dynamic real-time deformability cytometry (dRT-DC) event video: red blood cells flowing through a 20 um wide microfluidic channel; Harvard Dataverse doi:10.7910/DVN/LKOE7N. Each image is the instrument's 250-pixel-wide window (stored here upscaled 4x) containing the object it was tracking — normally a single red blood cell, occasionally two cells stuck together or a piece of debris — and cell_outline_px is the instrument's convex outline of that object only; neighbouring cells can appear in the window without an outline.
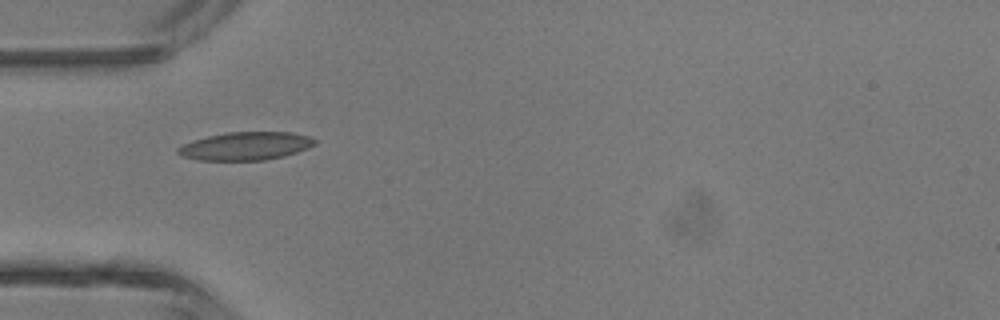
{"species": "common noctule bat (a hibernating species)", "species_latin": "Nyctalus noctula", "temperature_condition": "room temperature", "stored_images_in_passage": 6, "camera_frame_rate_fps": 3000, "um_per_image_px": 0.085, "animal": {"sex": "male", "body_mass_g": 13.3}, "frame": {"image": 1, "passage_image": 4, "time_ms": 4.333, "image_size_px": [1000, 320], "cell_outline_px": [[316, 144], [308, 148], [284, 156], [264, 160], [200, 160], [180, 156], [176, 152], [176, 148], [192, 140], [208, 136], [228, 132], [292, 132], [308, 136], [316, 140]], "centroid_in_image_um": [20.86, 12.41], "position_along_channel_um": 64.1, "area_um2": 22.43}}
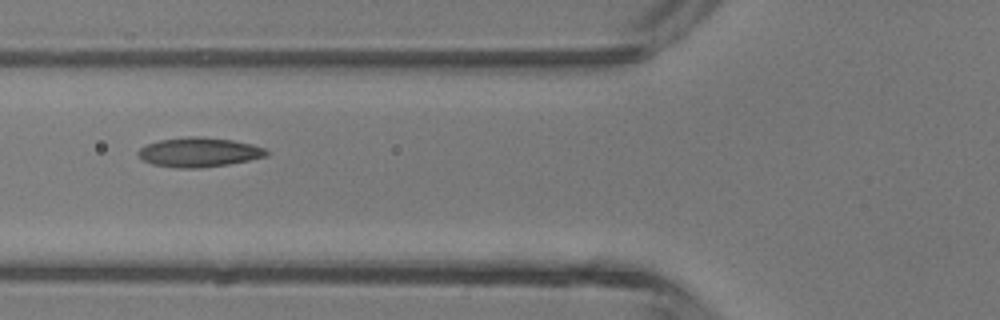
{"frame": {"image": 2, "passage_image": 5, "time_ms": 5.333, "image_size_px": [1000, 320], "cell_outline_px": [[268, 156], [228, 164], [200, 168], [176, 168], [152, 164], [144, 160], [136, 152], [140, 148], [148, 144], [160, 140], [188, 136], [204, 136], [232, 140], [252, 144], [264, 148], [268, 152]], "centroid_in_image_um": [16.92, 12.93], "position_along_channel_um": 108.9, "area_um2": 21.96}}
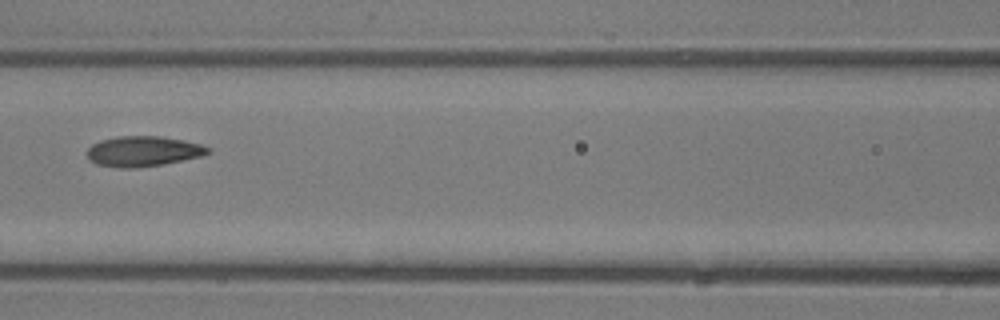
{"frame": {"image": 3, "passage_image": 6, "time_ms": 6.333, "image_size_px": [1000, 320], "cell_outline_px": [[212, 152], [204, 156], [164, 164], [136, 168], [120, 168], [96, 164], [88, 156], [88, 148], [92, 144], [100, 140], [120, 136], [160, 136], [184, 140], [200, 144], [212, 148]], "centroid_in_image_um": [12.23, 12.86], "position_along_channel_um": 154.4, "area_um2": 21.5}}